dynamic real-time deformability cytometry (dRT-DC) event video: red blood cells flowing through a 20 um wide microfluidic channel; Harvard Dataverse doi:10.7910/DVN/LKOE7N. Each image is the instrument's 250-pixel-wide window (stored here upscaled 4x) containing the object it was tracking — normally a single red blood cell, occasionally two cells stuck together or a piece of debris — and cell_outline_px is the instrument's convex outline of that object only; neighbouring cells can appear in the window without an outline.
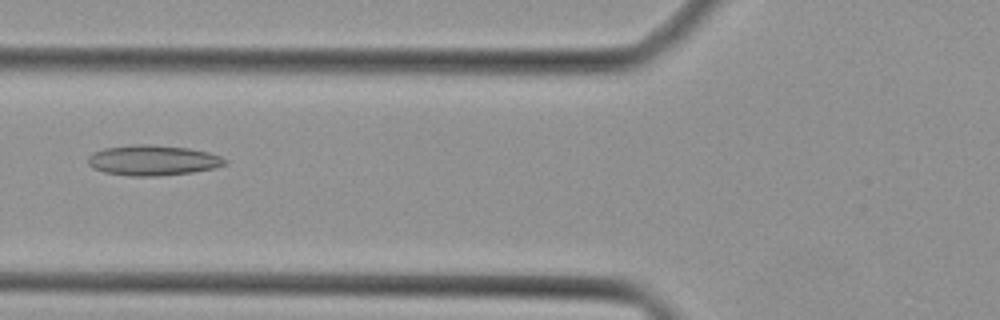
{"species": "Egyptian fruit bat (a non-hibernating species)", "species_latin": "Rousettus aegyptiacus", "temperature_condition": "cold", "stored_images_in_passage": 44, "camera_frame_rate_fps": 3000, "um_per_image_px": 0.085, "animal": {"sex": "female"}, "frame": {"image": 1, "passage_image": 17, "time_ms": 5.333, "image_size_px": [1000, 320], "cell_outline_px": [[228, 164], [216, 168], [192, 172], [156, 176], [132, 176], [104, 172], [92, 168], [88, 164], [88, 156], [92, 152], [104, 148], [136, 144], [148, 144], [188, 148], [208, 152], [220, 156], [228, 160]], "centroid_in_image_um": [13.0, 13.62], "position_along_channel_um": 112.8, "area_um2": 24.33}}
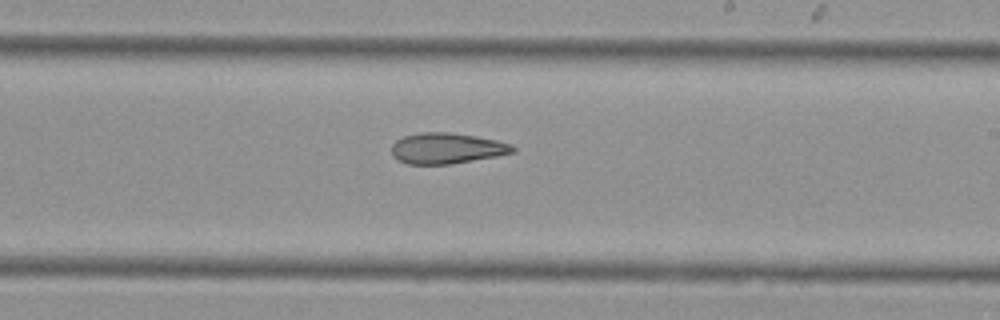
{"frame": {"image": 2, "passage_image": 26, "time_ms": 8.333, "image_size_px": [1000, 320], "cell_outline_px": [[516, 152], [496, 156], [452, 164], [408, 164], [396, 160], [392, 156], [392, 144], [396, 140], [404, 136], [420, 132], [448, 132], [476, 136], [496, 140], [512, 144], [516, 148]], "centroid_in_image_um": [37.97, 12.61], "position_along_channel_um": 251.0, "area_um2": 21.91}}
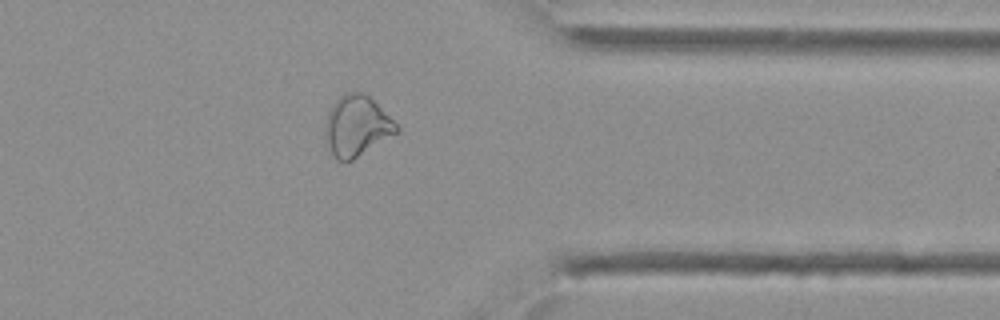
{"frame": {"image": 3, "passage_image": 35, "time_ms": 11.333, "image_size_px": [1000, 320], "cell_outline_px": [[400, 132], [352, 160], [336, 160], [328, 148], [324, 132], [324, 124], [328, 112], [332, 104], [344, 92], [356, 88], [364, 92], [400, 128]], "centroid_in_image_um": [30.29, 10.68], "position_along_channel_um": 381.1, "area_um2": 25.43}}